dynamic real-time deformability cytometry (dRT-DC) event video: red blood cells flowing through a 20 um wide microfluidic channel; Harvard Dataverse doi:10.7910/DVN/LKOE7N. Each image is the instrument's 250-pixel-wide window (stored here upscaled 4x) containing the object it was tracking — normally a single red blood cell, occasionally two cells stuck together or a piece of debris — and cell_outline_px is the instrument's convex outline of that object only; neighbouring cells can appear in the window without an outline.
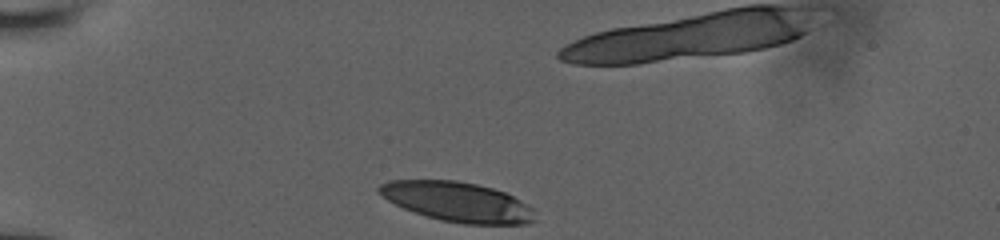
{"species": "human", "species_latin": "Homo sapiens", "temperature_condition": "room temperature", "stored_images_in_passage": 32, "camera_frame_rate_fps": 3000, "um_per_image_px": 0.085, "donor": {"sex": "male"}, "frame": {"image": 1, "passage_image": 1, "time_ms": 0.0, "image_size_px": [1000, 240], "cell_outline_px": [[536, 220], [528, 224], [464, 224], [440, 220], [404, 208], [388, 200], [376, 188], [380, 184], [388, 180], [456, 180], [476, 184], [492, 188], [504, 192], [520, 200], [532, 208]], "centroid_in_image_um": [38.9, 17.15], "position_along_channel_um": 46.1, "area_um2": 35.84}}
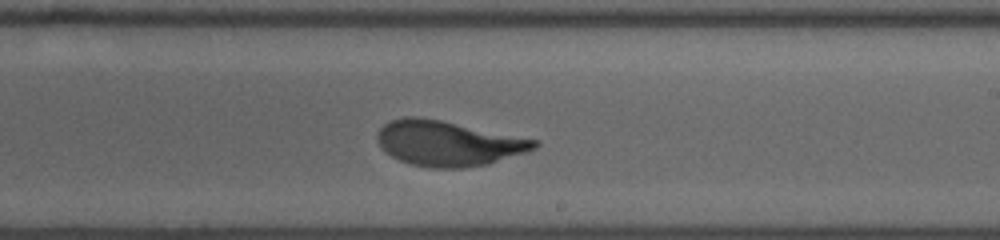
{"frame": {"image": 2, "passage_image": 20, "time_ms": 6.333, "image_size_px": [1000, 240], "cell_outline_px": [[540, 144], [536, 148], [528, 152], [488, 164], [464, 168], [432, 168], [412, 164], [400, 160], [392, 156], [376, 140], [376, 136], [380, 128], [384, 124], [392, 120], [404, 116], [416, 116], [440, 120], [540, 140]], "centroid_in_image_um": [38.14, 12.18], "position_along_channel_um": 250.9, "area_um2": 41.27}}
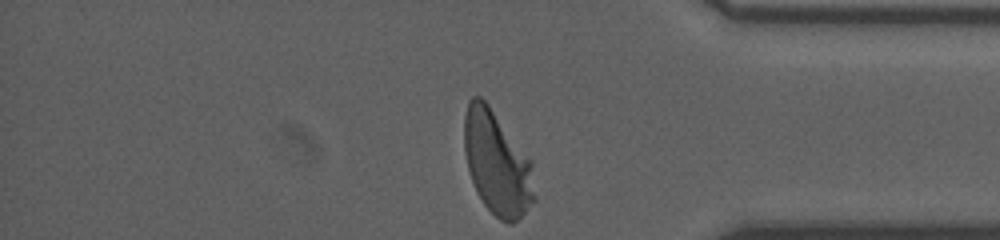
{"frame": {"image": 3, "passage_image": 32, "time_ms": 10.333, "image_size_px": [1000, 240], "cell_outline_px": [[536, 200], [512, 224], [508, 224], [500, 220], [484, 204], [472, 180], [468, 168], [464, 152], [464, 116], [468, 100], [472, 96], [480, 96], [488, 104], [532, 160], [536, 196]], "centroid_in_image_um": [42.26, 13.85], "position_along_channel_um": 392.9, "area_um2": 42.48}, "authors_computed_cell_mechanics": {"area_um2": 41.038, "velocity_mm_per_s": 3.8749, "shape_relaxation_time_tau1_ms": 3.5039, "shape_relaxation_time_tau2_ms": 0.7558, "deformation_change_tau1": 0.1809, "deformation_change_tau2": 0.0753}}